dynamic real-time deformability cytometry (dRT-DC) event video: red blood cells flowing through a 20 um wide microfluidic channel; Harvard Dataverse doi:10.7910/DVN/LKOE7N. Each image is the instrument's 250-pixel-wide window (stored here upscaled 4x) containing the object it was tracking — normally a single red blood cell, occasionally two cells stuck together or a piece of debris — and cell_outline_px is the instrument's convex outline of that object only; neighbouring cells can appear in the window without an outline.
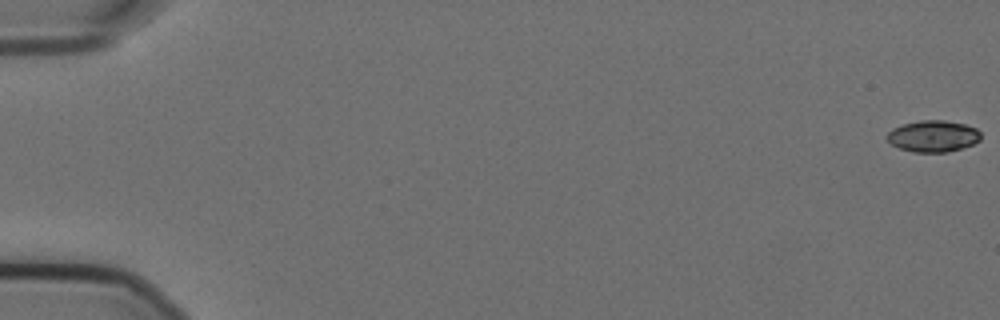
{"species": "Egyptian fruit bat (a non-hibernating species)", "species_latin": "Rousettus aegyptiacus", "temperature_condition": "cold", "stored_images_in_passage": 14, "camera_frame_rate_fps": 3000, "um_per_image_px": 0.085, "animal": {"sex": "female"}, "frame": {"image": 1, "passage_image": 1, "time_ms": 0.0, "image_size_px": [1000, 320], "cell_outline_px": [[980, 140], [972, 144], [948, 152], [912, 152], [900, 148], [892, 144], [888, 140], [888, 132], [892, 128], [904, 124], [920, 120], [944, 120], [964, 124], [976, 128], [980, 132]], "centroid_in_image_um": [79.32, 11.57], "position_along_channel_um": 5.7, "area_um2": 17.05}}